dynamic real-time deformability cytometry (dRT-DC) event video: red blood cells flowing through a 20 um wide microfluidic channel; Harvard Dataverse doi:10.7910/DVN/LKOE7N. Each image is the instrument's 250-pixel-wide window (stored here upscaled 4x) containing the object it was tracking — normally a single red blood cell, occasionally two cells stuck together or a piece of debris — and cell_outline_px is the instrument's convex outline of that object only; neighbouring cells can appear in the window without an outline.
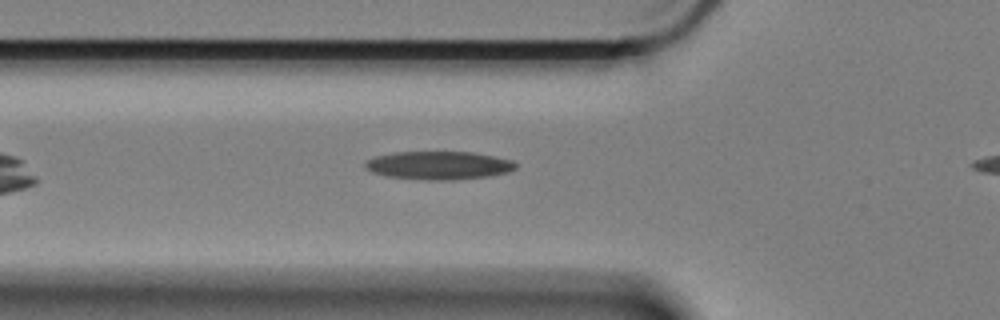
{"species": "Egyptian fruit bat (a non-hibernating species)", "species_latin": "Rousettus aegyptiacus", "temperature_condition": "cold", "stored_images_in_passage": 36, "camera_frame_rate_fps": 3000, "um_per_image_px": 0.085, "animal": {"sex": "female"}, "frame": {"image": 1, "passage_image": 4, "time_ms": 1.0, "image_size_px": [1000, 320], "cell_outline_px": [[516, 168], [508, 172], [492, 176], [456, 180], [428, 180], [388, 176], [372, 172], [364, 168], [364, 160], [376, 156], [392, 152], [472, 152], [512, 160], [516, 164]], "centroid_in_image_um": [37.27, 14.06], "position_along_channel_um": 88.5, "area_um2": 24.91}}
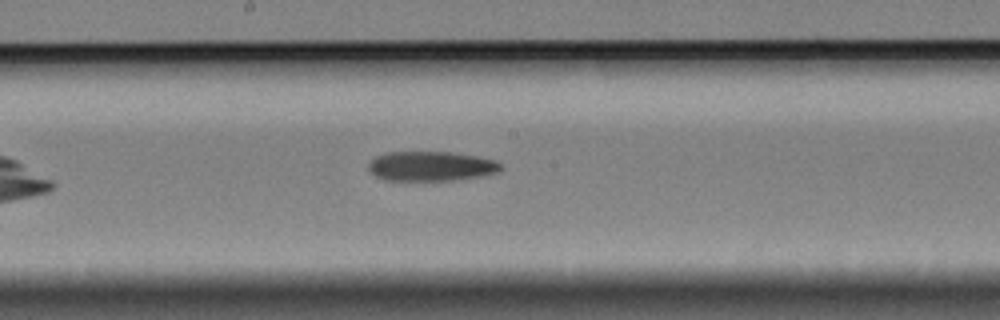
{"frame": {"image": 2, "passage_image": 15, "time_ms": 4.667, "image_size_px": [1000, 320], "cell_outline_px": [[504, 168], [500, 172], [480, 176], [452, 180], [384, 180], [368, 172], [368, 164], [376, 156], [384, 152], [452, 152], [480, 156], [496, 160]], "centroid_in_image_um": [36.65, 14.12], "position_along_channel_um": 211.5, "area_um2": 23.12}}
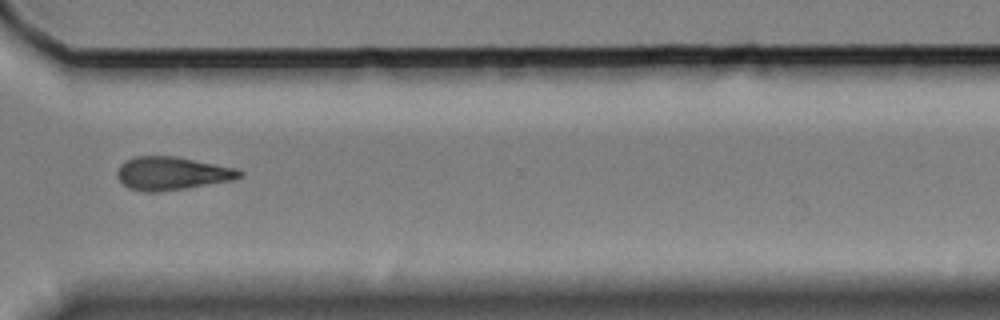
{"frame": {"image": 3, "passage_image": 28, "time_ms": 9.0, "image_size_px": [1000, 320], "cell_outline_px": [[244, 176], [236, 180], [160, 192], [140, 192], [128, 188], [116, 176], [116, 172], [120, 164], [124, 160], [136, 156], [176, 156], [236, 168], [244, 172]], "centroid_in_image_um": [14.62, 14.74], "position_along_channel_um": 356.0, "area_um2": 24.04}}